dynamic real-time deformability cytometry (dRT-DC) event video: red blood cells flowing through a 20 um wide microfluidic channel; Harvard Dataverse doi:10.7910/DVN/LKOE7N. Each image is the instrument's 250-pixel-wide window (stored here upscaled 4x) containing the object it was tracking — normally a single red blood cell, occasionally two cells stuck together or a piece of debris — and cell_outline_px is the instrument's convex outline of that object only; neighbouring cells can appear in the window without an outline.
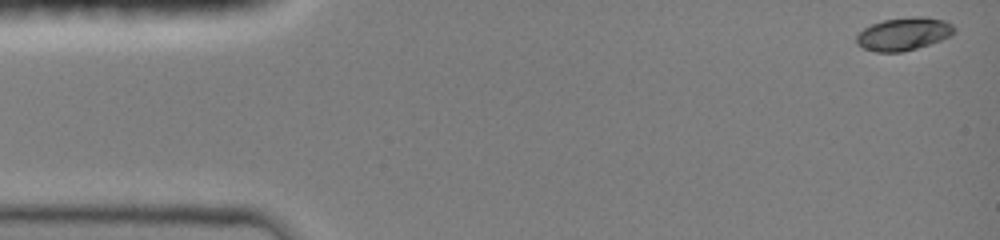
{"species": "common noctule bat (a hibernating species)", "species_latin": "Nyctalus noctula", "temperature_condition": "room temperature", "stored_images_in_passage": 40, "camera_frame_rate_fps": 3000, "um_per_image_px": 0.085, "animal": {"sex": "female", "body_mass_g": 19.0, "forearm_length_mm": 51.5}, "frame": {"image": 1, "passage_image": 1, "time_ms": 0.0, "image_size_px": [1000, 240], "cell_outline_px": [[956, 32], [952, 36], [916, 48], [900, 52], [876, 52], [864, 48], [856, 44], [856, 36], [864, 28], [872, 24], [884, 20], [916, 16], [924, 16], [944, 20], [952, 24], [956, 28]], "centroid_in_image_um": [76.84, 2.88], "position_along_channel_um": 8.2, "area_um2": 18.73}}
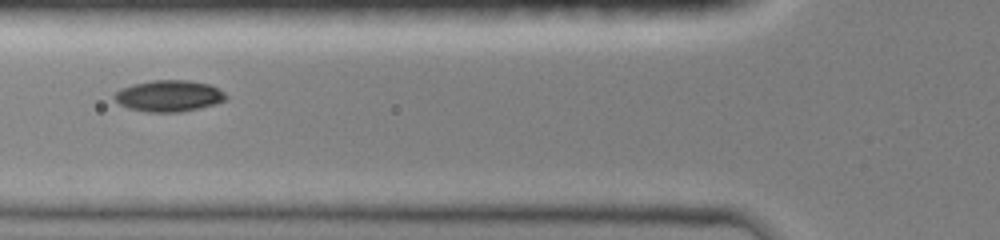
{"frame": {"image": 2, "passage_image": 29, "time_ms": 5.333, "image_size_px": [1000, 240], "cell_outline_px": [[228, 96], [224, 100], [212, 104], [180, 112], [148, 112], [128, 108], [120, 104], [112, 96], [120, 88], [132, 84], [152, 80], [188, 80], [208, 84], [224, 92]], "centroid_in_image_um": [14.3, 8.14], "position_along_channel_um": 111.5, "area_um2": 20.17}}
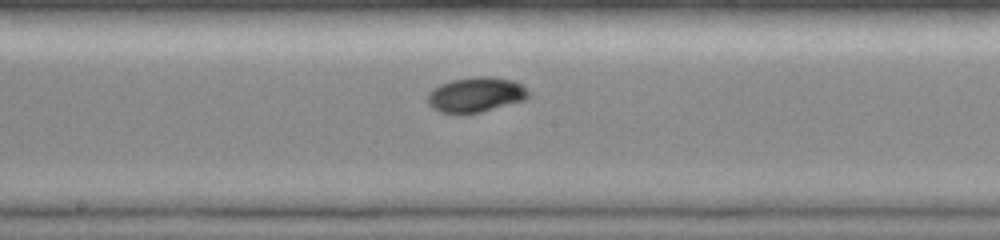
{"frame": {"image": 3, "passage_image": 40, "time_ms": 7.667, "image_size_px": [1000, 240], "cell_outline_px": [[532, 96], [524, 100], [480, 112], [440, 112], [432, 108], [428, 104], [428, 92], [432, 88], [440, 84], [452, 80], [472, 76], [492, 76], [512, 80], [520, 84]], "centroid_in_image_um": [40.43, 8.02], "position_along_channel_um": 207.8, "area_um2": 20.4}}